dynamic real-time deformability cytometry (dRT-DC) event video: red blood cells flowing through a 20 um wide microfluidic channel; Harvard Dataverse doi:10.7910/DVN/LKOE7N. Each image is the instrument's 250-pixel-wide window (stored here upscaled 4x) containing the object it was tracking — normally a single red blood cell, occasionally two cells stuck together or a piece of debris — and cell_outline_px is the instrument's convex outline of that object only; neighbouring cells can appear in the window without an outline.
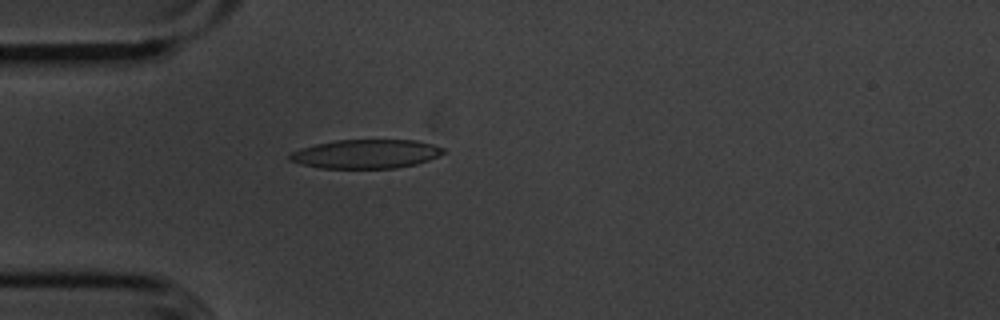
{"species": "common noctule bat (a hibernating species)", "species_latin": "Nyctalus noctula", "temperature_condition": "cold", "stored_images_in_passage": 45, "camera_frame_rate_fps": 3000, "um_per_image_px": 0.085, "animal": {"sex": "male", "body_mass_g": 20.1, "forearm_length_mm": 53.5}, "frame": {"image": 1, "passage_image": 6, "time_ms": 1.667, "image_size_px": [1000, 320], "cell_outline_px": [[444, 152], [440, 156], [416, 164], [396, 168], [320, 168], [288, 160], [288, 156], [292, 152], [300, 148], [316, 144], [336, 140], [416, 140], [432, 144], [444, 148]], "centroid_in_image_um": [31.12, 13.08], "position_along_channel_um": 53.9, "area_um2": 25.84}}
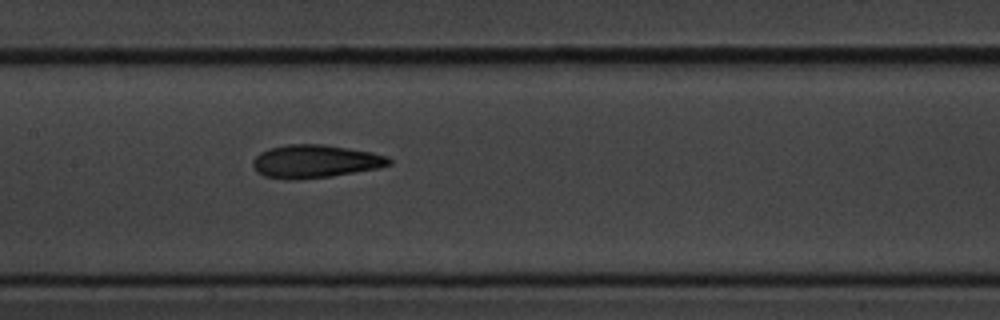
{"frame": {"image": 2, "passage_image": 17, "time_ms": 5.333, "image_size_px": [1000, 320], "cell_outline_px": [[392, 164], [380, 168], [332, 176], [296, 180], [288, 180], [264, 176], [256, 172], [252, 164], [252, 160], [260, 152], [268, 148], [288, 144], [324, 144], [372, 152], [388, 156], [392, 160]], "centroid_in_image_um": [26.79, 13.72], "position_along_channel_um": 180.6, "area_um2": 26.59}}
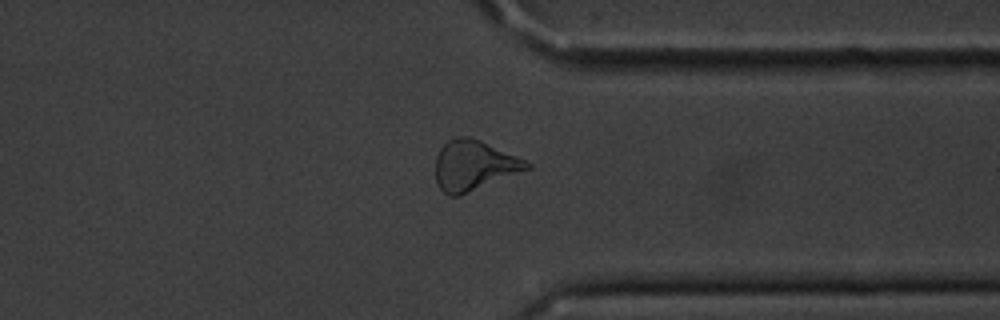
{"frame": {"image": 3, "passage_image": 33, "time_ms": 10.667, "image_size_px": [1000, 320], "cell_outline_px": [[532, 168], [460, 196], [448, 196], [440, 188], [436, 180], [436, 156], [440, 148], [448, 140], [456, 136], [468, 136], [480, 140], [516, 156], [532, 164]], "centroid_in_image_um": [40.27, 14.07], "position_along_channel_um": 371.1, "area_um2": 26.65}, "authors_computed_cell_mechanics": {"area_um2": 26.3568, "velocity_mm_per_s": 3.6203, "shape_relaxation_time_tau1_ms": 3.1267, "shape_relaxation_time_tau2_ms": 2.6203, "deformation_change_tau1": 0.1274, "deformation_change_tau2": 0.0941}}